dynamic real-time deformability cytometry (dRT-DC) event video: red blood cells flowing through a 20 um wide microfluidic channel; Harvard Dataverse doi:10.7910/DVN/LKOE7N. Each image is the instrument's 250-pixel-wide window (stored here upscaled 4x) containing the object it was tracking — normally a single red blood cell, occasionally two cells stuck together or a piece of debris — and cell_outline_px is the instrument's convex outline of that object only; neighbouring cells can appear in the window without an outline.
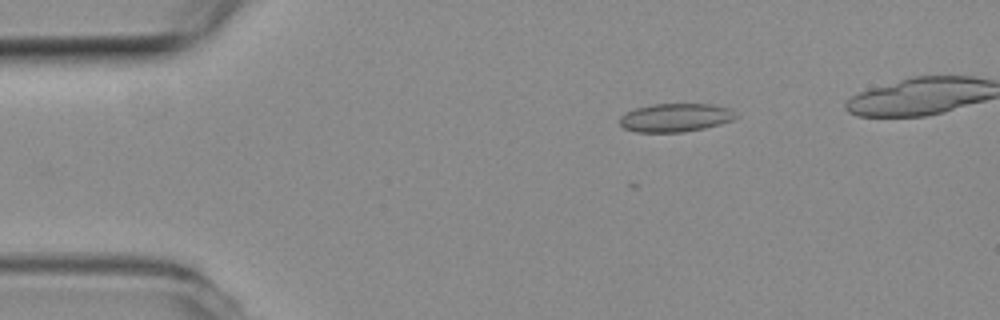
{"species": "common noctule bat (a hibernating species)", "species_latin": "Nyctalus noctula", "temperature_condition": "room temperature", "stored_images_in_passage": 47, "camera_frame_rate_fps": 3000, "um_per_image_px": 0.085, "animal": {"sex": "female", "body_mass_g": 19.3, "forearm_length_mm": 54.1}, "frame": {"image": 1, "passage_image": 8, "time_ms": 2.333, "image_size_px": [1000, 320], "cell_outline_px": [[740, 116], [732, 120], [720, 124], [704, 128], [684, 132], [636, 132], [624, 128], [620, 124], [620, 116], [624, 112], [636, 108], [652, 104], [712, 104], [732, 108]], "centroid_in_image_um": [57.44, 9.99], "position_along_channel_um": 27.6, "area_um2": 19.48}}
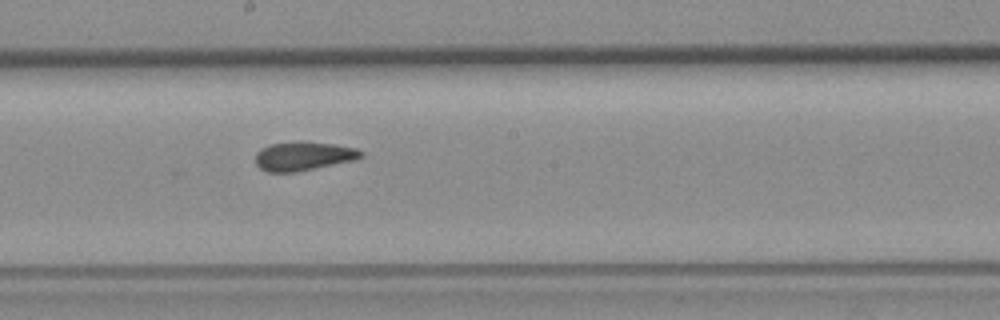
{"frame": {"image": 2, "passage_image": 28, "time_ms": 9.0, "image_size_px": [1000, 320], "cell_outline_px": [[364, 156], [356, 160], [296, 172], [268, 172], [260, 168], [256, 164], [256, 152], [260, 148], [272, 144], [300, 140], [304, 140], [336, 144], [356, 148], [364, 152]], "centroid_in_image_um": [25.82, 13.25], "position_along_channel_um": 222.4, "area_um2": 18.15}}
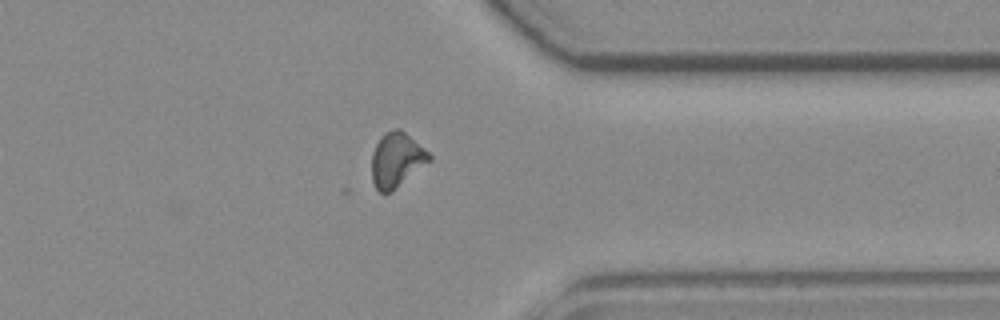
{"frame": {"image": 3, "passage_image": 41, "time_ms": 13.333, "image_size_px": [1000, 320], "cell_outline_px": [[432, 160], [392, 192], [380, 192], [376, 188], [372, 180], [372, 152], [380, 136], [384, 132], [396, 128], [400, 128], [424, 148], [432, 156]], "centroid_in_image_um": [33.71, 13.58], "position_along_channel_um": 377.7, "area_um2": 18.44}, "authors_computed_cell_mechanics": {"area_um2": 18.1492, "velocity_mm_per_s": 3.7603, "shape_relaxation_time_tau1_ms": null, "shape_relaxation_time_tau2_ms": 1.6557, "deformation_change_tau1": null, "deformation_change_tau2": 0.0769}}